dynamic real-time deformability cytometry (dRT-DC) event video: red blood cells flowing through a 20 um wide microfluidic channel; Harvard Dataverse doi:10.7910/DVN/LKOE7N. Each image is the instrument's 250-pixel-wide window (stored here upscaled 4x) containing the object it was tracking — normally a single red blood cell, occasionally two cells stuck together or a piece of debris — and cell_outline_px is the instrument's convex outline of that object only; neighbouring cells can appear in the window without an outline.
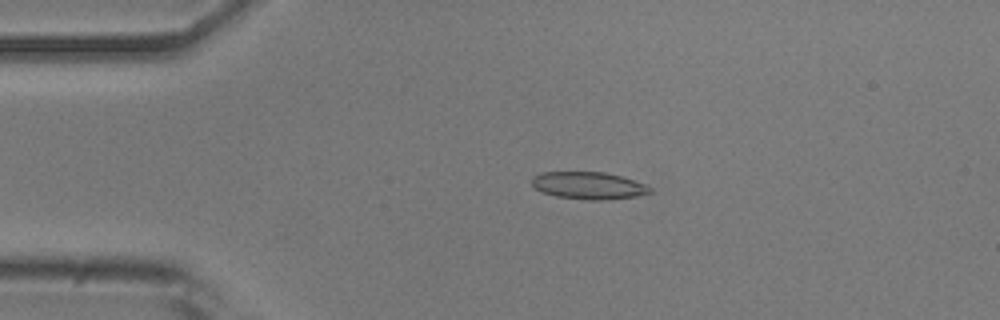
{"species": "common noctule bat (a hibernating species)", "species_latin": "Nyctalus noctula", "temperature_condition": "room temperature", "stored_images_in_passage": 52, "camera_frame_rate_fps": 3000, "um_per_image_px": 0.085, "animal": {"sex": "male", "body_mass_g": 20.5, "forearm_length_mm": 52.5}, "frame": {"image": 1, "passage_image": 11, "time_ms": 3.333, "image_size_px": [1000, 320], "cell_outline_px": [[652, 192], [636, 196], [608, 200], [588, 200], [556, 196], [544, 192], [536, 188], [532, 184], [532, 176], [544, 172], [604, 172], [624, 176], [644, 184], [652, 188]], "centroid_in_image_um": [50.06, 15.77], "position_along_channel_um": 34.9, "area_um2": 18.79}}
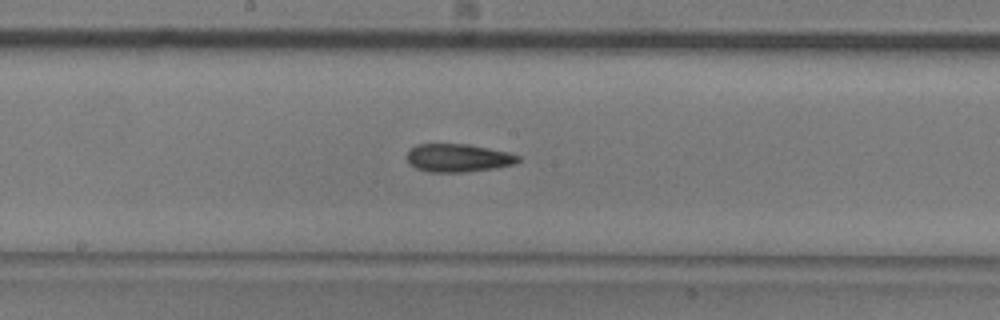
{"frame": {"image": 2, "passage_image": 27, "time_ms": 8.667, "image_size_px": [1000, 320], "cell_outline_px": [[520, 160], [516, 164], [496, 168], [464, 172], [428, 172], [416, 168], [408, 164], [408, 152], [416, 144], [468, 144], [508, 152], [520, 156]], "centroid_in_image_um": [38.96, 13.43], "position_along_channel_um": 209.2, "area_um2": 18.26}}
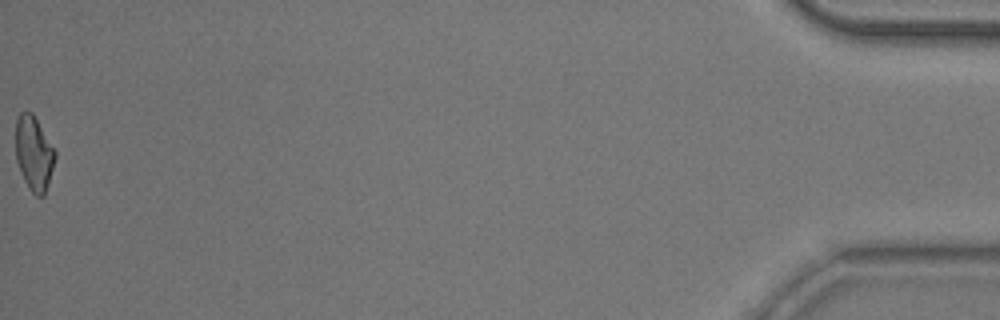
{"frame": {"image": 3, "passage_image": 52, "time_ms": 17.0, "image_size_px": [1000, 320], "cell_outline_px": [[56, 156], [44, 196], [36, 196], [28, 188], [24, 180], [16, 160], [16, 120], [20, 112], [32, 112], [56, 152]], "centroid_in_image_um": [2.87, 13.04], "position_along_channel_um": 432.3, "area_um2": 16.88}, "authors_computed_cell_mechanics": {"area_um2": 18.0625, "velocity_mm_per_s": 3.9061, "shape_relaxation_time_tau1_ms": 3.4261, "shape_relaxation_time_tau2_ms": 1.9676, "deformation_change_tau1": 0.1108, "deformation_change_tau2": 0.0895}}